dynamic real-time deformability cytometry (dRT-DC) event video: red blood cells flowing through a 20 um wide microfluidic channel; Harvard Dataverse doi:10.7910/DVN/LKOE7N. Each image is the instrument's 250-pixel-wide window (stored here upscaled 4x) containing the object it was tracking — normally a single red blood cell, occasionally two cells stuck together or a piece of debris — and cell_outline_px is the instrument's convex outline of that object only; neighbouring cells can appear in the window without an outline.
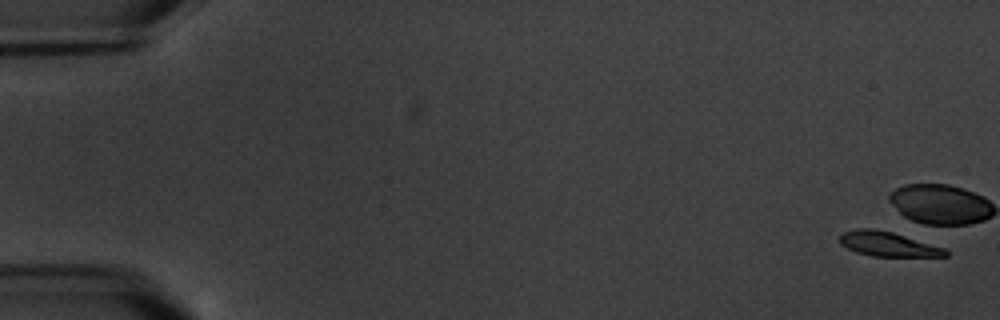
{"species": "common noctule bat (a hibernating species)", "species_latin": "Nyctalus noctula", "temperature_condition": "warm", "stored_images_in_passage": 6, "camera_frame_rate_fps": 3000, "um_per_image_px": 0.085, "animal": {"sex": "male", "body_mass_g": 20.1, "forearm_length_mm": 53.5}, "frame": {"image": 1, "passage_image": 1, "time_ms": 0.0, "image_size_px": [1000, 320], "cell_outline_px": [[948, 256], [872, 256], [856, 252], [840, 244], [840, 232], [856, 228], [872, 228], [892, 232], [944, 248], [948, 252]], "centroid_in_image_um": [75.41, 20.73], "position_along_channel_um": 9.6, "area_um2": 15.03}}